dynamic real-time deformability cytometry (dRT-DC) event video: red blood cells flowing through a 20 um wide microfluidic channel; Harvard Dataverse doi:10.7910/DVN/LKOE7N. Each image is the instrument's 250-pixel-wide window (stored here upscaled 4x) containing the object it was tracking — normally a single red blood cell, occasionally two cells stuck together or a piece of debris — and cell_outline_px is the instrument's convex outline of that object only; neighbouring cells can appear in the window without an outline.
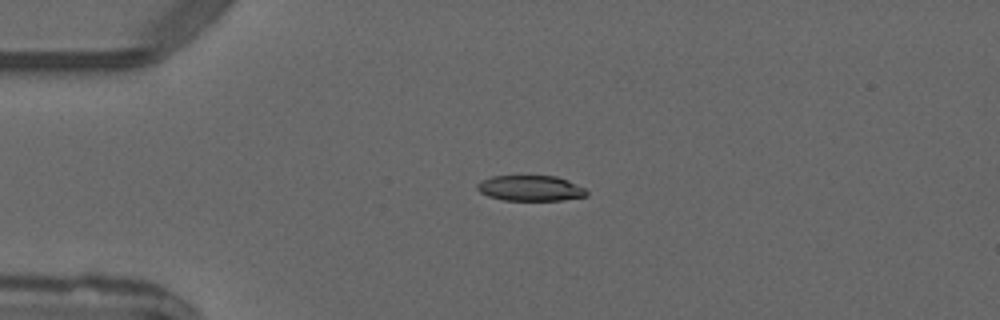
{"species": "common noctule bat (a hibernating species)", "species_latin": "Nyctalus noctula", "temperature_condition": "warm", "stored_images_in_passage": 5, "camera_frame_rate_fps": 3000, "um_per_image_px": 0.085, "animal": {"sex": "male", "forearm_length_mm": 52.5}, "frame": {"image": 1, "passage_image": 1, "time_ms": 0.0, "image_size_px": [1000, 320], "cell_outline_px": [[588, 196], [560, 200], [504, 200], [488, 196], [480, 192], [476, 188], [476, 184], [492, 176], [556, 176], [568, 180], [584, 188], [588, 192]], "centroid_in_image_um": [45.1, 16.0], "position_along_channel_um": 39.9, "area_um2": 16.18}}
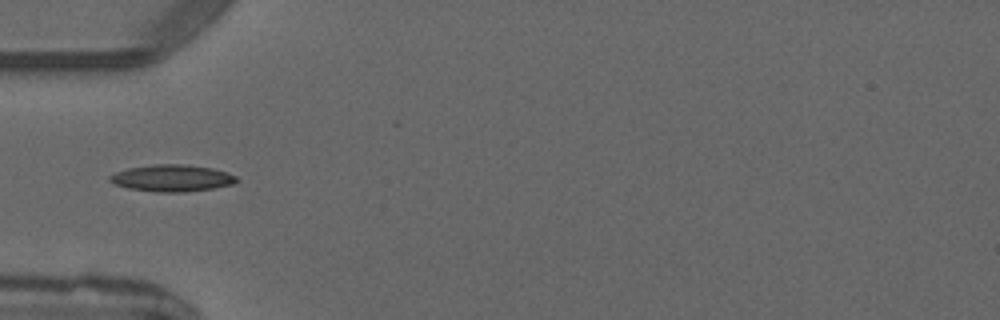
{"frame": {"image": 2, "passage_image": 2, "time_ms": 1.333, "image_size_px": [1000, 320], "cell_outline_px": [[236, 180], [232, 184], [212, 188], [184, 192], [156, 192], [128, 188], [112, 184], [108, 180], [108, 176], [116, 172], [128, 168], [156, 164], [184, 164], [212, 168], [236, 176]], "centroid_in_image_um": [14.54, 15.14], "position_along_channel_um": 70.5, "area_um2": 19.65}}
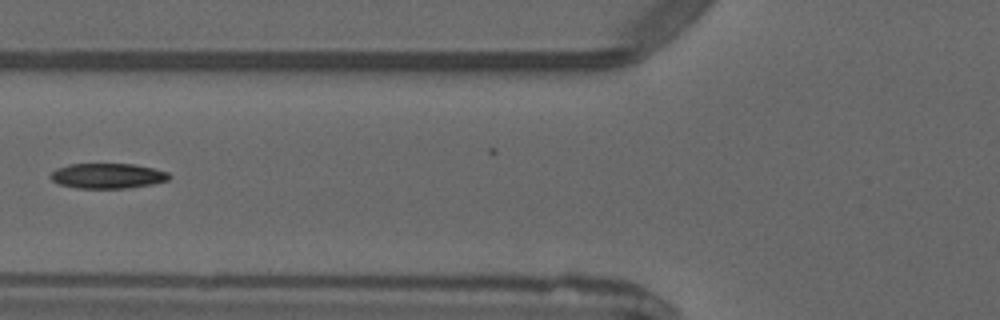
{"frame": {"image": 3, "passage_image": 3, "time_ms": 2.333, "image_size_px": [1000, 320], "cell_outline_px": [[172, 176], [168, 180], [152, 184], [124, 188], [76, 188], [60, 184], [52, 180], [48, 176], [56, 168], [68, 164], [136, 164], [156, 168], [168, 172]], "centroid_in_image_um": [9.16, 14.94], "position_along_channel_um": 116.6, "area_um2": 17.51}}